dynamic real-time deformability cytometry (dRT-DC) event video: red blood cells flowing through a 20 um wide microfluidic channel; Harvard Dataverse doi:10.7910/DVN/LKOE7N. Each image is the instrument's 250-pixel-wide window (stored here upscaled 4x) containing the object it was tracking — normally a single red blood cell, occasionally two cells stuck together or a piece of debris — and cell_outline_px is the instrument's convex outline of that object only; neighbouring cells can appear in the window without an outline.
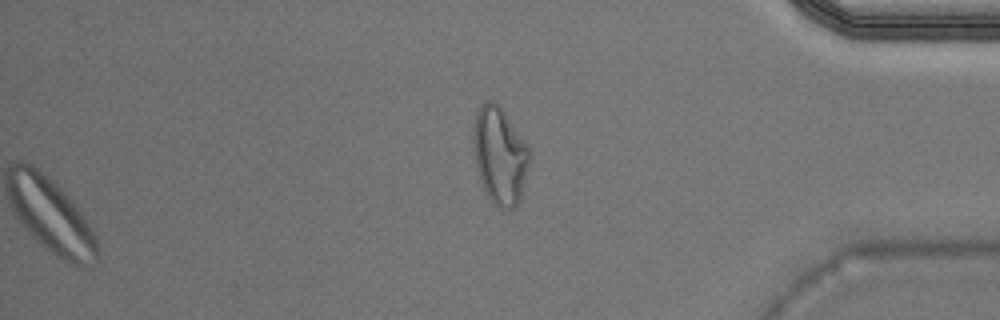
{"species": "Egyptian fruit bat (a non-hibernating species)", "species_latin": "Rousettus aegyptiacus", "temperature_condition": "warm", "stored_images_in_passage": 39, "camera_frame_rate_fps": 3000, "um_per_image_px": 0.085, "animal": {"sex": "male"}, "frame": {"image": 1, "passage_image": 39, "time_ms": 12.667, "image_size_px": [1000, 320], "cell_outline_px": [[528, 164], [520, 200], [516, 208], [504, 208], [492, 204], [484, 192], [480, 180], [472, 148], [472, 128], [476, 112], [488, 100], [492, 100], [504, 112], [528, 144]], "centroid_in_image_um": [42.44, 13.24], "position_along_channel_um": 392.8, "area_um2": 31.67}}